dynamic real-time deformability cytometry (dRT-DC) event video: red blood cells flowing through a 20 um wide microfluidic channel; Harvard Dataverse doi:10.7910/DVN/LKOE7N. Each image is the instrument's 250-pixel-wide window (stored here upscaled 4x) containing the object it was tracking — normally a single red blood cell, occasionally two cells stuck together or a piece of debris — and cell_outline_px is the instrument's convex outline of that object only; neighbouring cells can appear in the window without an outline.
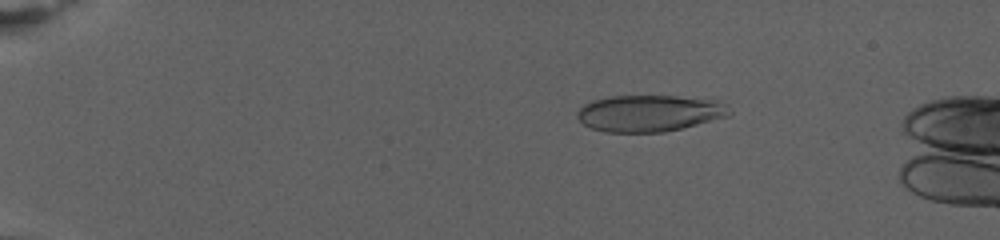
{"species": "human", "species_latin": "Homo sapiens", "temperature_condition": "warm", "stored_images_in_passage": 87, "camera_frame_rate_fps": 3000, "um_per_image_px": 0.085, "donor": {"sex": "female"}, "frame": {"image": 1, "passage_image": 17, "time_ms": 4.667, "image_size_px": [1000, 240], "cell_outline_px": [[732, 112], [728, 116], [664, 132], [604, 132], [592, 128], [584, 124], [576, 116], [576, 112], [584, 104], [592, 100], [608, 96], [676, 96], [720, 100], [728, 104]], "centroid_in_image_um": [55.21, 9.61], "position_along_channel_um": 29.8, "area_um2": 32.54}}
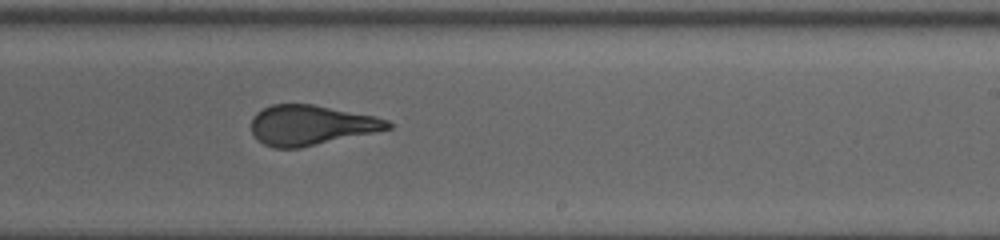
{"frame": {"image": 2, "passage_image": 47, "time_ms": 16.667, "image_size_px": [1000, 240], "cell_outline_px": [[392, 128], [300, 148], [272, 148], [264, 144], [252, 132], [252, 116], [256, 112], [272, 104], [312, 104], [376, 116], [388, 120], [392, 124]], "centroid_in_image_um": [26.43, 10.63], "position_along_channel_um": 262.6, "area_um2": 31.62}}
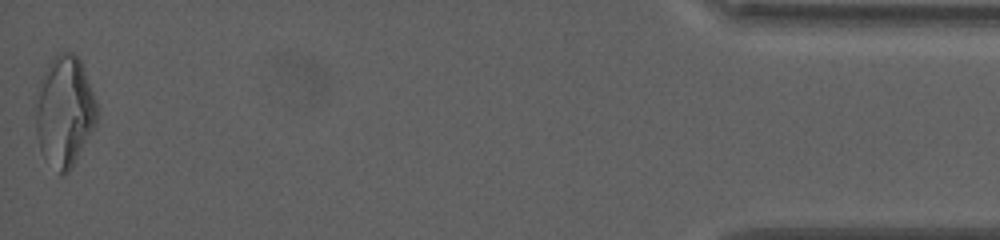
{"frame": {"image": 3, "passage_image": 87, "time_ms": 25.667, "image_size_px": [1000, 240], "cell_outline_px": [[96, 124], [68, 172], [60, 172], [40, 148], [36, 136], [36, 112], [40, 80], [48, 64], [60, 52], [72, 52], [80, 60], [92, 92], [96, 104]], "centroid_in_image_um": [5.48, 9.41], "position_along_channel_um": 429.7, "area_um2": 37.97}, "authors_computed_cell_mechanics": {"area_um2": 33.0616, "velocity_mm_per_s": 2.736, "shape_relaxation_time_tau1_ms": null, "shape_relaxation_time_tau2_ms": 1.0581, "deformation_change_tau1": null, "deformation_change_tau2": 0.0894}}